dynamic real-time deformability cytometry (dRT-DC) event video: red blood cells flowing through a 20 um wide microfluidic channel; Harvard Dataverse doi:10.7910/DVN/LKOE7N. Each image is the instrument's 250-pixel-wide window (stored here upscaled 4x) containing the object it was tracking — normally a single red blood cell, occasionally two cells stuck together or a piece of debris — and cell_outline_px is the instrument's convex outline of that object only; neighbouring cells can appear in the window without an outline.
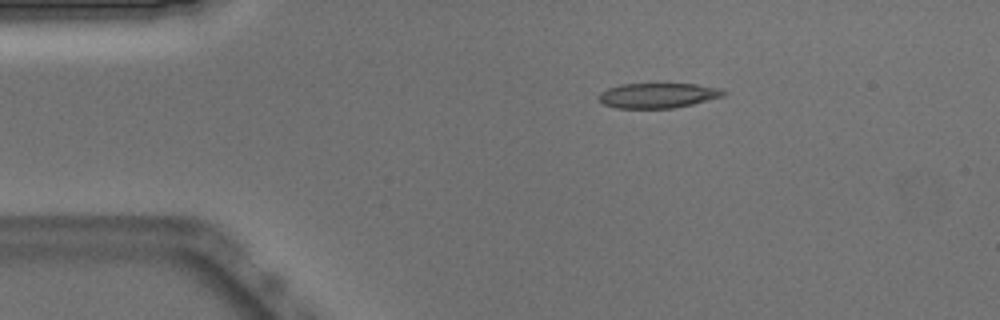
{"species": "Egyptian fruit bat (a non-hibernating species)", "species_latin": "Rousettus aegyptiacus", "temperature_condition": "warm", "stored_images_in_passage": 43, "camera_frame_rate_fps": 3000, "um_per_image_px": 0.085, "animal": {"sex": "male"}, "frame": {"image": 1, "passage_image": 1, "time_ms": 0.0, "image_size_px": [1000, 320], "cell_outline_px": [[728, 92], [724, 96], [692, 104], [672, 108], [616, 108], [604, 104], [596, 96], [600, 92], [608, 88], [620, 84], [696, 84], [720, 88]], "centroid_in_image_um": [55.92, 8.11], "position_along_channel_um": 29.1, "area_um2": 18.21}}
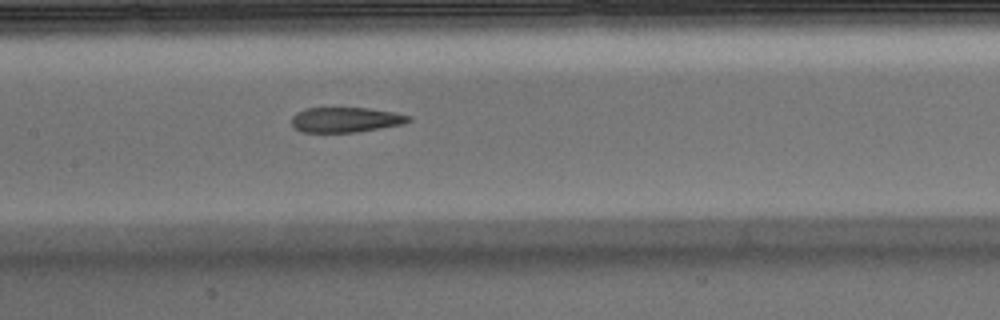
{"frame": {"image": 2, "passage_image": 16, "time_ms": 5.0, "image_size_px": [1000, 320], "cell_outline_px": [[412, 120], [404, 124], [356, 132], [300, 132], [292, 124], [292, 116], [296, 112], [308, 108], [368, 108], [392, 112], [412, 116]], "centroid_in_image_um": [29.39, 10.18], "position_along_channel_um": 178.0, "area_um2": 17.05}}
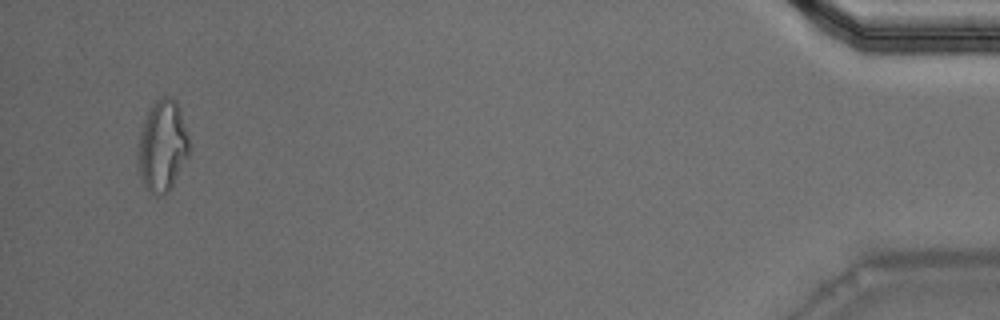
{"frame": {"image": 3, "passage_image": 41, "time_ms": 13.333, "image_size_px": [1000, 320], "cell_outline_px": [[192, 148], [172, 188], [164, 196], [152, 192], [144, 184], [140, 176], [136, 152], [140, 132], [144, 120], [152, 104], [156, 100], [164, 96], [168, 96], [176, 100], [180, 108], [188, 132]], "centroid_in_image_um": [13.83, 12.39], "position_along_channel_um": 421.4, "area_um2": 27.74}, "authors_computed_cell_mechanics": {"area_um2": 19.0162, "velocity_mm_per_s": 3.9109, "shape_relaxation_time_tau1_ms": null, "shape_relaxation_time_tau2_ms": 2.9144, "deformation_change_tau1": null, "deformation_change_tau2": 0.1326}}